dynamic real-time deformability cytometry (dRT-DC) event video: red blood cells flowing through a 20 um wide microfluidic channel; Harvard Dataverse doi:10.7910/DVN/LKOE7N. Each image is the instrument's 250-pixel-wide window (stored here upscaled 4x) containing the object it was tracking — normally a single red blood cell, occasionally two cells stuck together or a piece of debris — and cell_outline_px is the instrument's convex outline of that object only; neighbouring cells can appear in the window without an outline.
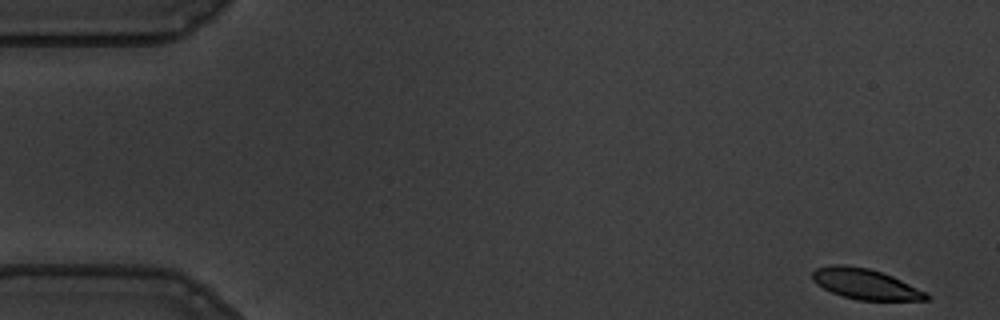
{"species": "common noctule bat (a hibernating species)", "species_latin": "Nyctalus noctula", "temperature_condition": "warm", "stored_images_in_passage": 55, "camera_frame_rate_fps": 3000, "um_per_image_px": 0.085, "animal": {"sex": "male", "body_mass_g": 19.5, "forearm_length_mm": 54.6}, "frame": {"image": 1, "passage_image": 1, "time_ms": 0.0, "image_size_px": [1000, 320], "cell_outline_px": [[932, 296], [928, 300], [860, 300], [844, 296], [832, 292], [816, 284], [812, 280], [812, 272], [816, 268], [832, 264], [844, 264], [868, 268], [892, 276], [928, 292]], "centroid_in_image_um": [73.57, 24.13], "position_along_channel_um": 11.4, "area_um2": 20.29}}
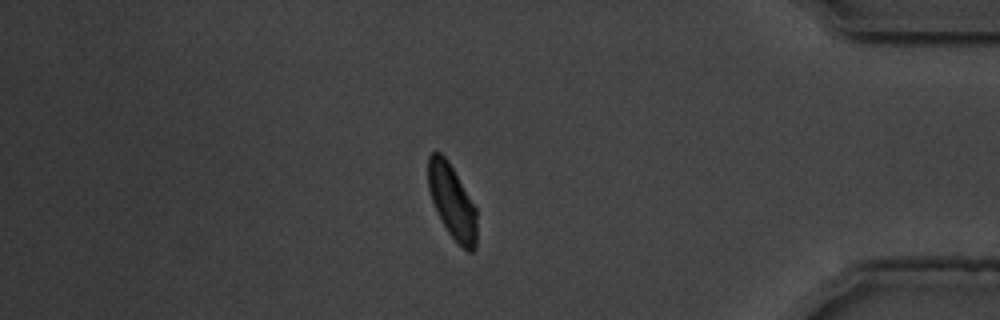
{"frame": {"image": 2, "passage_image": 47, "time_ms": 15.333, "image_size_px": [1000, 320], "cell_outline_px": [[476, 248], [472, 252], [468, 252], [448, 232], [432, 200], [428, 188], [428, 156], [432, 152], [440, 152], [448, 160], [476, 208]], "centroid_in_image_um": [38.43, 17.11], "position_along_channel_um": 396.8, "area_um2": 20.58}}
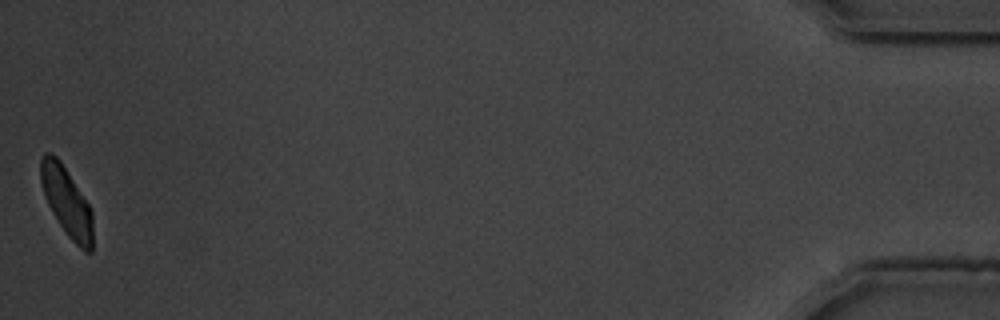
{"frame": {"image": 3, "passage_image": 55, "time_ms": 18.0, "image_size_px": [1000, 320], "cell_outline_px": [[92, 252], [84, 252], [68, 236], [52, 212], [48, 204], [40, 180], [40, 160], [44, 152], [52, 152], [60, 160], [88, 204], [92, 212]], "centroid_in_image_um": [5.65, 17.13], "position_along_channel_um": 429.5, "area_um2": 20.63}, "authors_computed_cell_mechanics": {"area_um2": 21.964, "velocity_mm_per_s": 3.5548, "shape_relaxation_time_tau1_ms": 2.2212, "shape_relaxation_time_tau2_ms": 2.466, "deformation_change_tau1": 0.1218, "deformation_change_tau2": 0.0659}}